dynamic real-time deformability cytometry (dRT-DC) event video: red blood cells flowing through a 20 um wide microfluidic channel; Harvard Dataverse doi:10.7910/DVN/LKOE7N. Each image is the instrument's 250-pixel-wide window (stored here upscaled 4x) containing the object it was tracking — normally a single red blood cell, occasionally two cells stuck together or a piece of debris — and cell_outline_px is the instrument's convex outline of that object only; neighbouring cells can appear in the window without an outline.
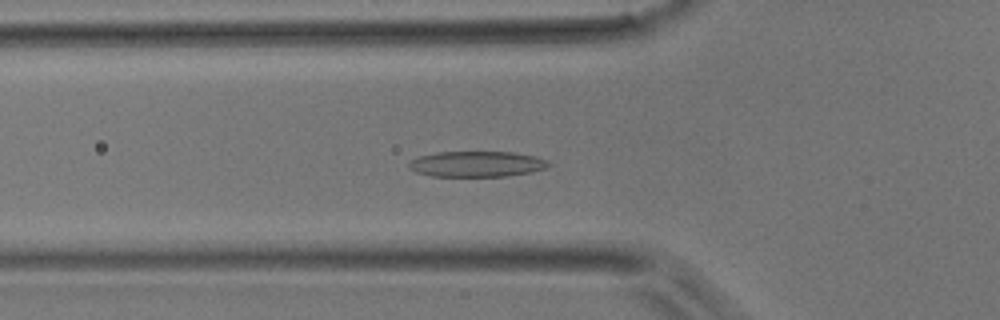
{"species": "common noctule bat (a hibernating species)", "species_latin": "Nyctalus noctula", "temperature_condition": "room temperature", "stored_images_in_passage": 46, "camera_frame_rate_fps": 3000, "um_per_image_px": 0.085, "animal": {"sex": "male", "body_mass_g": 17.9}, "frame": {"image": 1, "passage_image": 15, "time_ms": 4.667, "image_size_px": [1000, 320], "cell_outline_px": [[552, 164], [544, 168], [528, 172], [504, 176], [432, 176], [416, 172], [408, 168], [408, 160], [416, 156], [436, 152], [512, 152], [536, 156], [548, 160]], "centroid_in_image_um": [40.46, 13.93], "position_along_channel_um": 85.3, "area_um2": 20.98}}
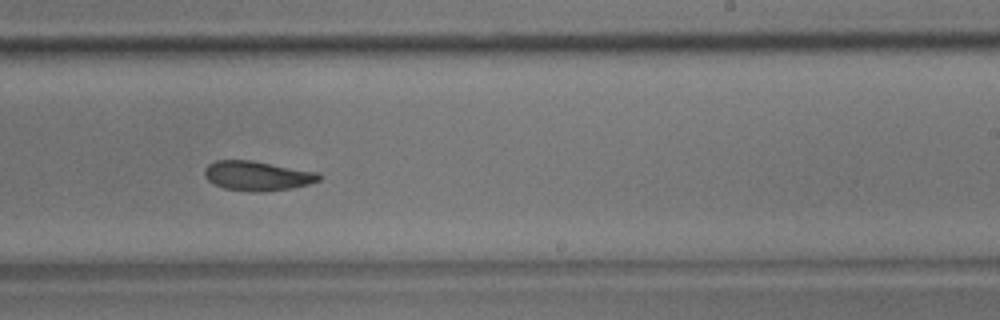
{"frame": {"image": 2, "passage_image": 28, "time_ms": 9.0, "image_size_px": [1000, 320], "cell_outline_px": [[324, 176], [320, 180], [308, 184], [292, 188], [256, 192], [252, 192], [224, 188], [208, 180], [204, 176], [204, 168], [208, 164], [216, 160], [252, 160], [320, 172]], "centroid_in_image_um": [21.91, 14.93], "position_along_channel_um": 267.1, "area_um2": 19.88}}
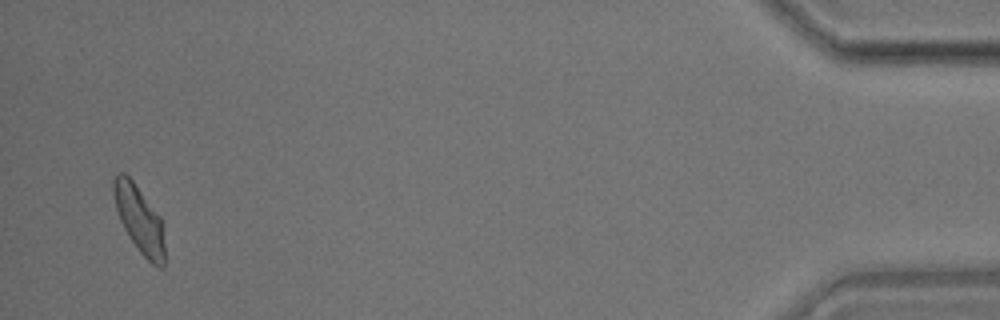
{"frame": {"image": 3, "passage_image": 45, "time_ms": 14.667, "image_size_px": [1000, 320], "cell_outline_px": [[164, 268], [160, 268], [152, 264], [140, 252], [124, 228], [120, 220], [116, 208], [112, 192], [112, 180], [120, 172], [124, 172], [132, 180], [160, 216], [164, 244]], "centroid_in_image_um": [11.83, 18.63], "position_along_channel_um": 423.4, "area_um2": 19.65}}